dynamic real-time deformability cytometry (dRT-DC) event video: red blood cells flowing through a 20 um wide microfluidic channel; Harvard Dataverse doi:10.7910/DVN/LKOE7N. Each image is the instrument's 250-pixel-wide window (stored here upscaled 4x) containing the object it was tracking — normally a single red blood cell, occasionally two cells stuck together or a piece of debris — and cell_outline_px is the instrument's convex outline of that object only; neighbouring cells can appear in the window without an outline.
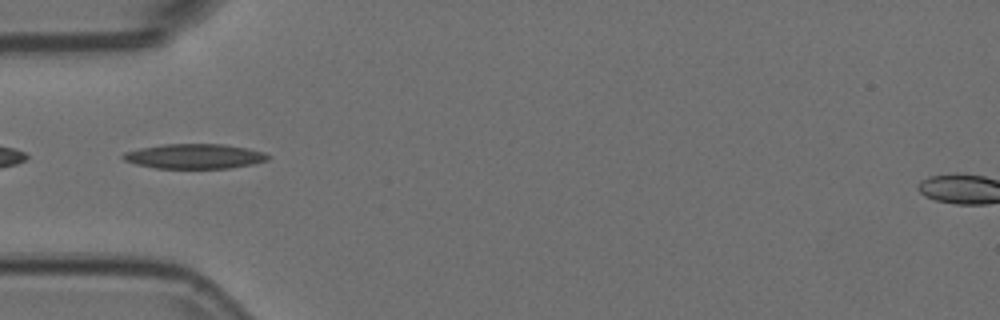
{"species": "Egyptian fruit bat (a non-hibernating species)", "species_latin": "Rousettus aegyptiacus", "temperature_condition": "room temperature", "stored_images_in_passage": 6, "camera_frame_rate_fps": 3000, "um_per_image_px": 0.085, "animal": {"sex": "female"}, "frame": {"image": 1, "passage_image": 4, "time_ms": 1.0, "image_size_px": [1000, 320], "cell_outline_px": [[268, 160], [252, 164], [232, 168], [156, 168], [136, 164], [124, 160], [120, 156], [124, 152], [140, 148], [164, 144], [224, 144], [264, 152], [268, 156]], "centroid_in_image_um": [16.5, 13.28], "position_along_channel_um": 68.5, "area_um2": 20.81}}
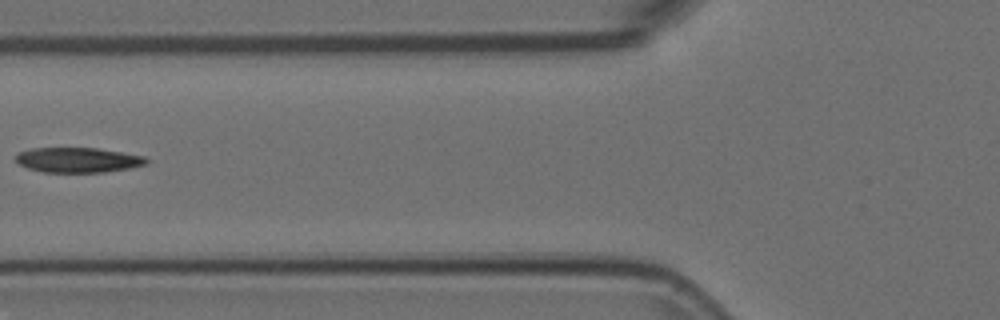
{"frame": {"image": 2, "passage_image": 5, "time_ms": 1.333, "image_size_px": [1000, 320], "cell_outline_px": [[148, 164], [128, 168], [104, 172], [44, 172], [28, 168], [20, 164], [16, 160], [16, 152], [32, 148], [96, 148], [144, 156], [148, 160]], "centroid_in_image_um": [6.61, 13.59], "position_along_channel_um": 119.2, "area_um2": 18.9}}
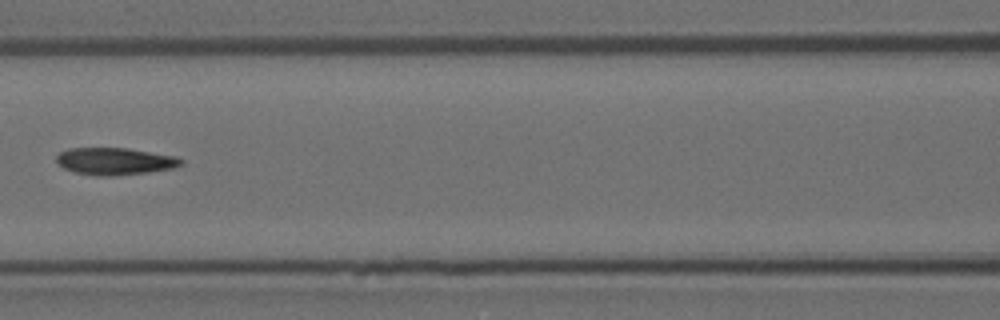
{"frame": {"image": 3, "passage_image": 6, "time_ms": 1.667, "image_size_px": [1000, 320], "cell_outline_px": [[184, 164], [172, 168], [148, 172], [112, 176], [96, 176], [76, 172], [64, 168], [56, 160], [56, 156], [60, 152], [68, 148], [124, 148], [176, 156], [184, 160]], "centroid_in_image_um": [9.77, 13.71], "position_along_channel_um": 156.8, "area_um2": 19.59}}